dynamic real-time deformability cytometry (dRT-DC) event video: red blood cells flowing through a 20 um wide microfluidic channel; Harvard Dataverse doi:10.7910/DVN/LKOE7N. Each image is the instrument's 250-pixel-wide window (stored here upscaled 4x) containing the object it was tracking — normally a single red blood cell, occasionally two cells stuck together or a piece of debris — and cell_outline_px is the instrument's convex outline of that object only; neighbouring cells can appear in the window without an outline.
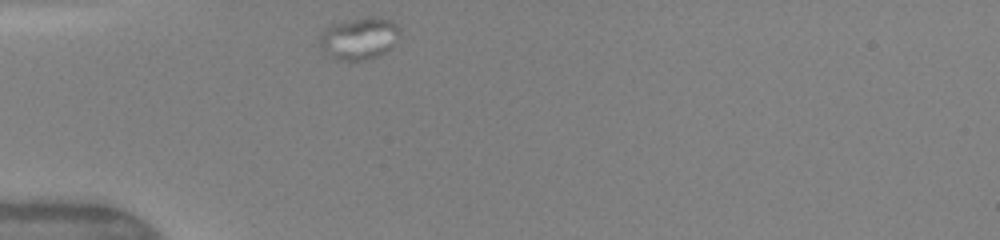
{"species": "human", "species_latin": "Homo sapiens", "temperature_condition": "warm", "stored_images_in_passage": 32, "camera_frame_rate_fps": 3000, "um_per_image_px": 0.085, "donor": {"sex": "female"}, "frame": {"image": 1, "passage_image": 1, "time_ms": 0.0, "image_size_px": [1000, 240], "cell_outline_px": [[400, 28], [392, 44], [384, 52], [376, 56], [364, 60], [336, 60], [320, 44], [320, 32], [324, 28], [332, 24], [344, 20], [372, 16], [376, 16], [392, 20]], "centroid_in_image_um": [30.5, 3.22], "position_along_channel_um": 54.5, "area_um2": 19.31}}
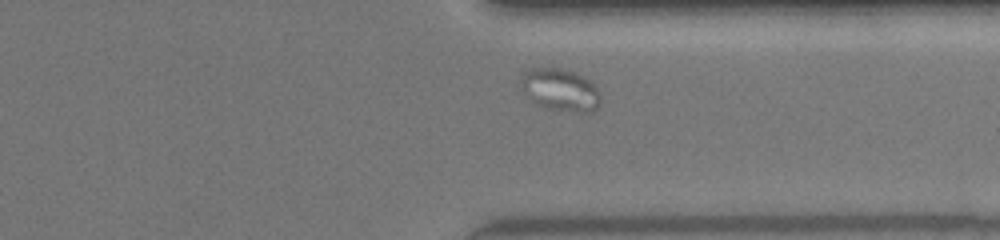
{"frame": {"image": 2, "passage_image": 27, "time_ms": 8.667, "image_size_px": [1000, 240], "cell_outline_px": [[600, 104], [592, 112], [580, 112], [548, 108], [536, 104], [520, 88], [520, 72], [528, 68], [560, 68], [576, 72], [584, 76], [600, 92]], "centroid_in_image_um": [47.58, 7.61], "position_along_channel_um": 363.8, "area_um2": 19.83}}
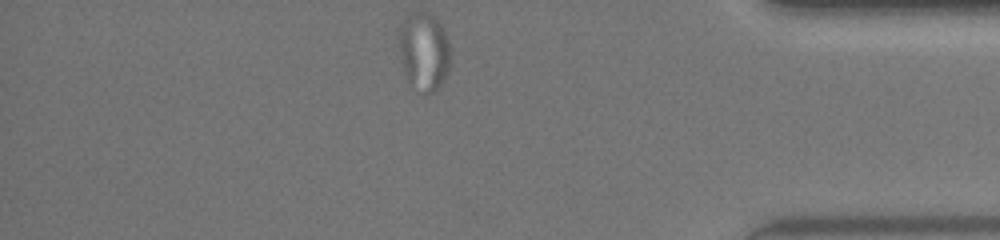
{"frame": {"image": 3, "passage_image": 32, "time_ms": 10.333, "image_size_px": [1000, 240], "cell_outline_px": [[448, 68], [440, 84], [428, 96], [408, 84], [400, 60], [396, 28], [404, 16], [416, 12], [428, 12], [436, 16], [444, 28], [448, 40]], "centroid_in_image_um": [35.95, 4.31], "position_along_channel_um": 399.2, "area_um2": 24.04}}